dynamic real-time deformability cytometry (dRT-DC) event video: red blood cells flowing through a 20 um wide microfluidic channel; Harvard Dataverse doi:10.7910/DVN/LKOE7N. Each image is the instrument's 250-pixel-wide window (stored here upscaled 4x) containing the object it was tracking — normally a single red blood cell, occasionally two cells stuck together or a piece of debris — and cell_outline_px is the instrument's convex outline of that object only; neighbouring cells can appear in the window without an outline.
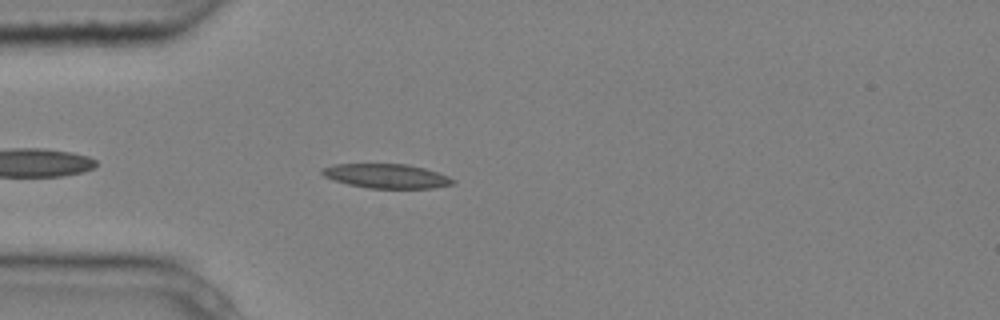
{"species": "common noctule bat (a hibernating species)", "species_latin": "Nyctalus noctula", "temperature_condition": "cold", "stored_images_in_passage": 4, "camera_frame_rate_fps": 3000, "um_per_image_px": 0.085, "animal": {"sex": "male", "body_mass_g": 20.4}, "frame": {"image": 1, "passage_image": 4, "time_ms": 1.0, "image_size_px": [1000, 320], "cell_outline_px": [[456, 184], [432, 188], [368, 188], [348, 184], [332, 180], [324, 176], [320, 172], [320, 168], [336, 164], [408, 164], [424, 168], [448, 176], [456, 180]], "centroid_in_image_um": [32.84, 14.96], "position_along_channel_um": 52.2, "area_um2": 18.61}}